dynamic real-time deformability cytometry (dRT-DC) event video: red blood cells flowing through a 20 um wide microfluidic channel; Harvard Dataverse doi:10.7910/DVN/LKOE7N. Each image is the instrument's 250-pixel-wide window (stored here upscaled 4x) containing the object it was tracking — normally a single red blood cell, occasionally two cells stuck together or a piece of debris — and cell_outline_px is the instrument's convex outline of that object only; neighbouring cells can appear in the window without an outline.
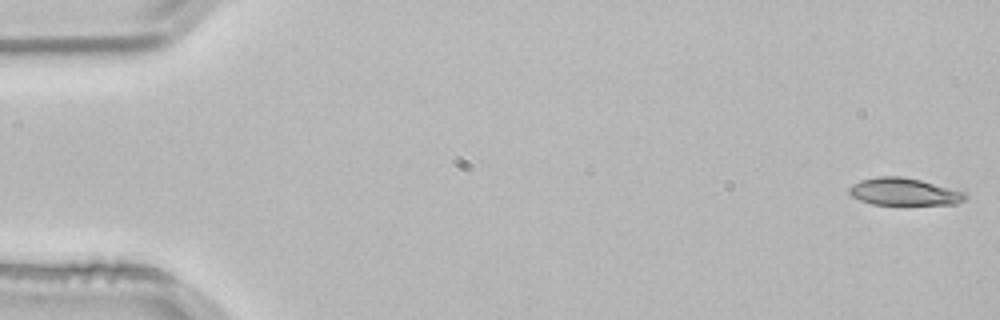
{"species": "common noctule bat (a hibernating species)", "species_latin": "Nyctalus noctula", "temperature_condition": "room temperature", "stored_images_in_passage": 49, "camera_frame_rate_fps": 3000, "um_per_image_px": 0.085, "animal": {"sex": "male", "body_mass_g": 21.5, "forearm_length_mm": 52.0}, "frame": {"image": 1, "passage_image": 1, "time_ms": 0.0, "image_size_px": [1000, 320], "cell_outline_px": [[968, 196], [964, 200], [956, 204], [872, 204], [860, 200], [852, 196], [848, 192], [848, 188], [852, 184], [860, 180], [876, 176], [900, 176], [920, 180], [968, 192]], "centroid_in_image_um": [76.85, 16.29], "position_along_channel_um": 8.1, "area_um2": 18.55}}
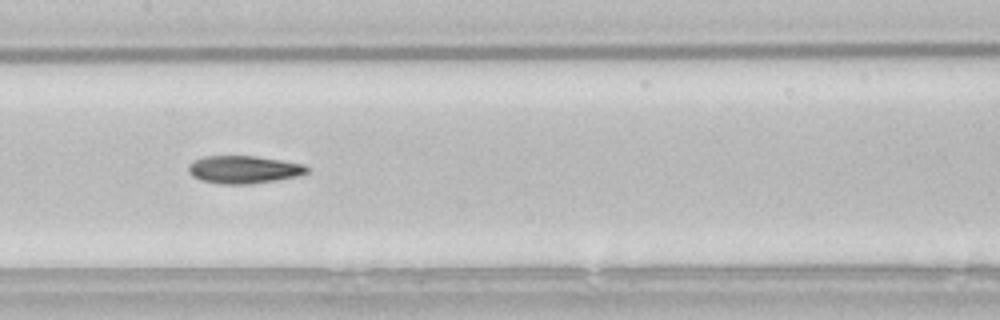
{"frame": {"image": 2, "passage_image": 26, "time_ms": 8.333, "image_size_px": [1000, 320], "cell_outline_px": [[308, 172], [296, 176], [276, 180], [248, 184], [220, 184], [200, 180], [192, 176], [188, 172], [188, 164], [204, 156], [256, 156], [304, 164], [308, 168]], "centroid_in_image_um": [20.68, 14.41], "position_along_channel_um": 186.7, "area_um2": 19.07}}
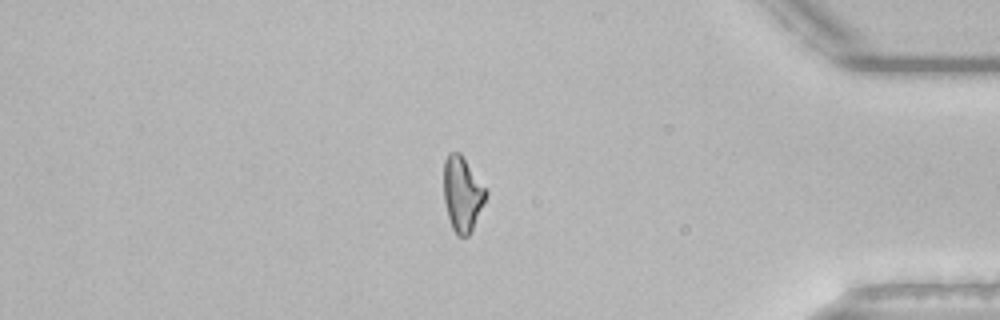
{"frame": {"image": 3, "passage_image": 45, "time_ms": 14.667, "image_size_px": [1000, 320], "cell_outline_px": [[488, 192], [472, 232], [468, 236], [456, 236], [452, 228], [448, 216], [444, 200], [444, 160], [448, 152], [460, 152]], "centroid_in_image_um": [39.29, 16.5], "position_along_channel_um": 395.9, "area_um2": 18.38}, "authors_computed_cell_mechanics": {"area_um2": 18.7272, "velocity_mm_per_s": 3.8241, "shape_relaxation_time_tau1_ms": 6.6579, "shape_relaxation_time_tau2_ms": 7.0419, "deformation_change_tau1": 0.1802, "deformation_change_tau2": 0.1766}}